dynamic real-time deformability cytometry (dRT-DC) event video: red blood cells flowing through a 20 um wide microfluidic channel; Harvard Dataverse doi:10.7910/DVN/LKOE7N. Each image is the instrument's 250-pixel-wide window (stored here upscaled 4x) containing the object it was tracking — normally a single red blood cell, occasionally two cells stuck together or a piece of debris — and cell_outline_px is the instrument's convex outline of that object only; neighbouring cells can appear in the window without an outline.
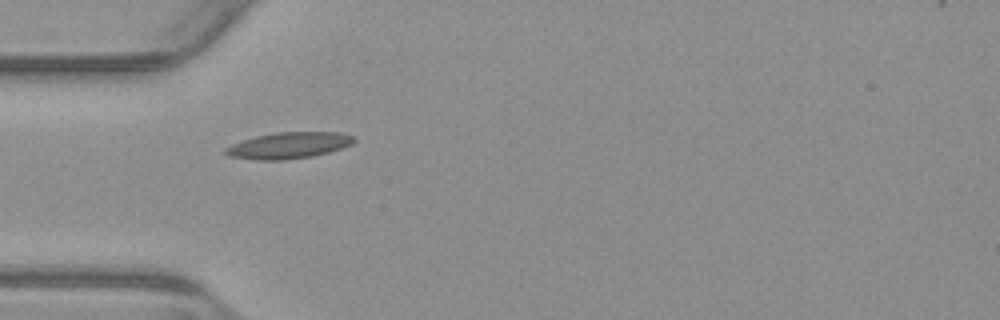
{"species": "common noctule bat (a hibernating species)", "species_latin": "Nyctalus noctula", "temperature_condition": "warm", "stored_images_in_passage": 14, "camera_frame_rate_fps": 3000, "um_per_image_px": 0.085, "animal": {"sex": "male", "body_mass_g": 23.1, "forearm_length_mm": 52.7}, "frame": {"image": 1, "passage_image": 1, "time_ms": 0.0, "image_size_px": [1000, 320], "cell_outline_px": [[356, 140], [352, 144], [328, 152], [312, 156], [284, 160], [256, 160], [228, 156], [224, 152], [224, 148], [232, 144], [256, 136], [276, 132], [340, 132], [352, 136]], "centroid_in_image_um": [24.52, 12.36], "position_along_channel_um": 60.5, "area_um2": 19.59}}
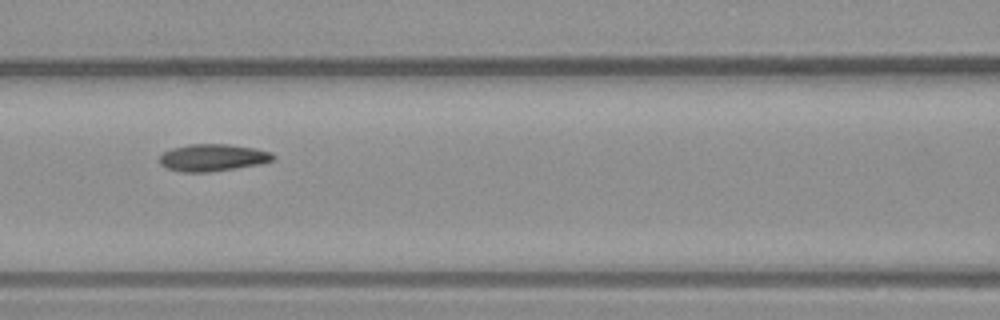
{"frame": {"image": 2, "passage_image": 8, "time_ms": 2.333, "image_size_px": [1000, 320], "cell_outline_px": [[276, 160], [260, 164], [236, 168], [208, 172], [180, 172], [168, 168], [160, 164], [160, 156], [164, 152], [172, 148], [188, 144], [228, 144], [256, 148], [272, 152], [276, 156]], "centroid_in_image_um": [18.13, 13.39], "position_along_channel_um": 148.5, "area_um2": 18.09}}
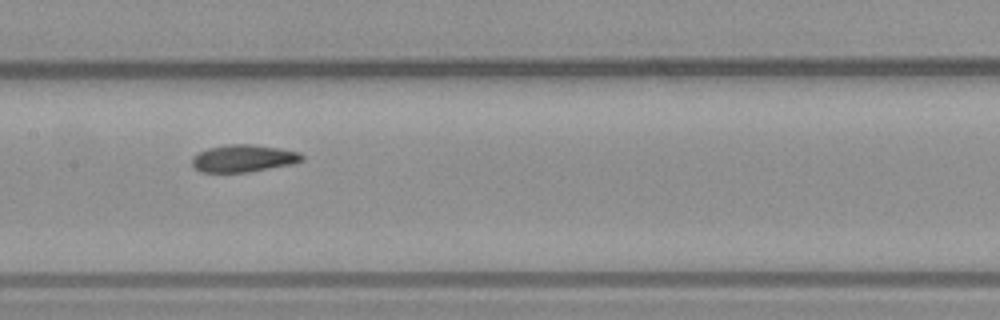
{"frame": {"image": 3, "passage_image": 11, "time_ms": 3.333, "image_size_px": [1000, 320], "cell_outline_px": [[304, 160], [292, 164], [248, 172], [200, 172], [192, 164], [192, 156], [208, 148], [228, 144], [252, 144], [280, 148], [300, 152], [304, 156]], "centroid_in_image_um": [20.71, 13.45], "position_along_channel_um": 186.7, "area_um2": 17.51}}